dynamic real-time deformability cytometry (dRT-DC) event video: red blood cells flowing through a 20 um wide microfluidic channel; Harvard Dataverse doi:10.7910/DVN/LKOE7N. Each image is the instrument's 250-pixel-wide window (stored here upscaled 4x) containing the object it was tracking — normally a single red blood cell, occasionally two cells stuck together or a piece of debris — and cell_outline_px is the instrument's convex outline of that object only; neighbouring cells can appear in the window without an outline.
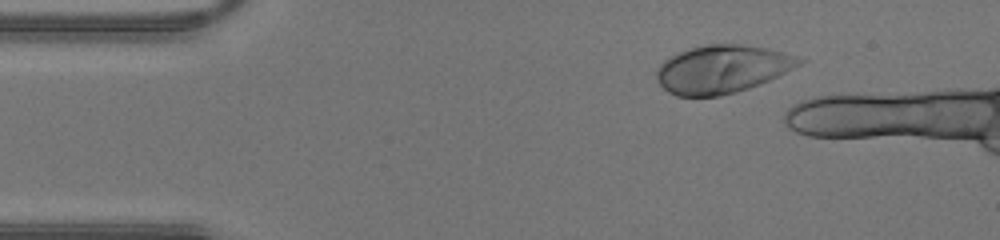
{"species": "human", "species_latin": "Homo sapiens", "temperature_condition": "warm", "stored_images_in_passage": 11, "camera_frame_rate_fps": 3000, "um_per_image_px": 0.085, "donor": {"sex": "male"}, "frame": {"image": 1, "passage_image": 1, "time_ms": 0.0, "image_size_px": [1000, 240], "cell_outline_px": [[808, 60], [760, 84], [736, 92], [720, 96], [676, 96], [668, 92], [660, 84], [656, 76], [656, 72], [660, 64], [668, 56], [692, 48], [708, 44], [744, 44], [768, 48], [784, 52]], "centroid_in_image_um": [61.37, 5.87], "position_along_channel_um": 23.6, "area_um2": 39.77}}
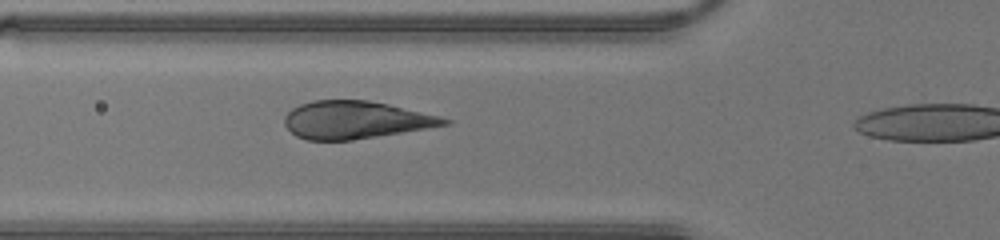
{"frame": {"image": 2, "passage_image": 10, "time_ms": 3.0, "image_size_px": [1000, 240], "cell_outline_px": [[452, 124], [352, 140], [308, 140], [296, 136], [284, 124], [284, 116], [292, 108], [300, 104], [312, 100], [368, 100], [388, 104], [440, 116], [452, 120]], "centroid_in_image_um": [30.21, 10.19], "position_along_channel_um": 95.6, "area_um2": 34.91}}